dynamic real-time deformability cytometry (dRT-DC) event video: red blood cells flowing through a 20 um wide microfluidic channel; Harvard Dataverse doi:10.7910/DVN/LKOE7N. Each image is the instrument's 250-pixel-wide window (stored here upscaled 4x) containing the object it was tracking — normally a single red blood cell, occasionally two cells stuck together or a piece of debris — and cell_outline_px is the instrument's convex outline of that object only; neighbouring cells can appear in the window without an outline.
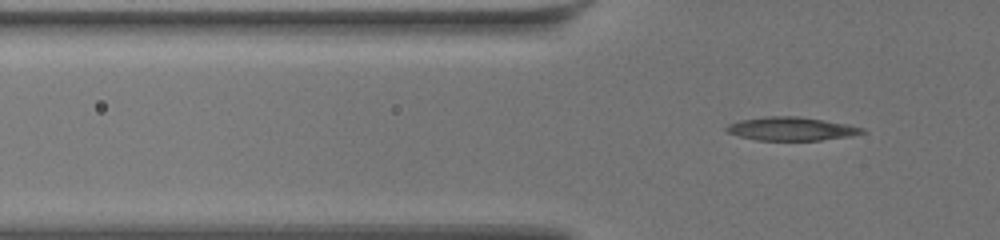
{"species": "common noctule bat (a hibernating species)", "species_latin": "Nyctalus noctula", "temperature_condition": "warm", "stored_images_in_passage": 54, "camera_frame_rate_fps": 3000, "um_per_image_px": 0.085, "animal": {"sex": "female", "body_mass_g": 19.5, "forearm_length_mm": 54.1}, "frame": {"image": 1, "passage_image": 20, "time_ms": 6.333, "image_size_px": [1000, 240], "cell_outline_px": [[864, 132], [852, 136], [820, 140], [756, 140], [740, 136], [728, 132], [724, 128], [728, 124], [740, 120], [764, 116], [796, 116], [824, 120], [848, 124], [864, 128]], "centroid_in_image_um": [67.25, 10.94], "position_along_channel_um": 58.5, "area_um2": 18.5}}
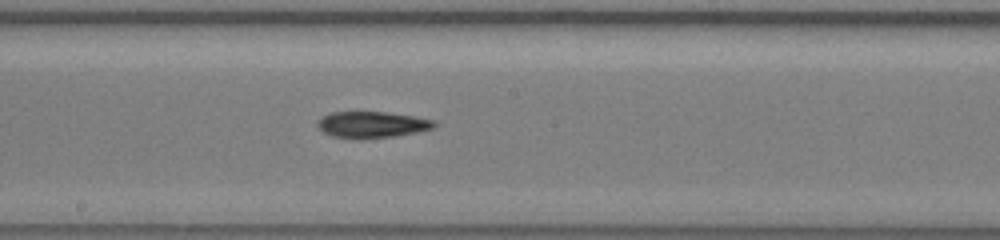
{"frame": {"image": 2, "passage_image": 34, "time_ms": 11.0, "image_size_px": [1000, 240], "cell_outline_px": [[436, 124], [432, 128], [416, 132], [392, 136], [332, 136], [324, 132], [316, 124], [316, 120], [332, 112], [384, 112], [412, 116], [432, 120]], "centroid_in_image_um": [31.59, 10.55], "position_along_channel_um": 216.6, "area_um2": 16.88}}
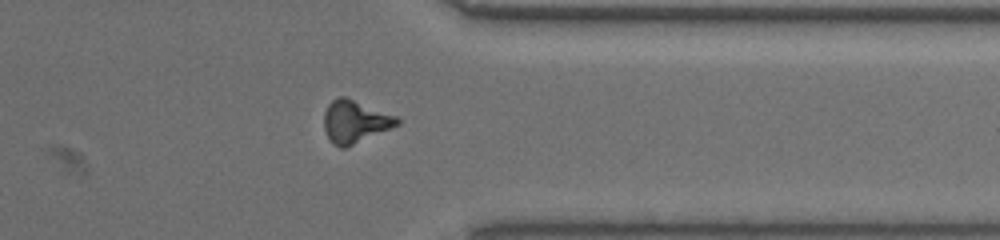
{"frame": {"image": 3, "passage_image": 48, "time_ms": 15.667, "image_size_px": [1000, 240], "cell_outline_px": [[400, 124], [344, 148], [340, 148], [332, 144], [324, 128], [324, 112], [328, 104], [332, 100], [340, 96], [344, 96], [396, 116], [400, 120]], "centroid_in_image_um": [30.15, 10.33], "position_along_channel_um": 381.3, "area_um2": 17.86}}